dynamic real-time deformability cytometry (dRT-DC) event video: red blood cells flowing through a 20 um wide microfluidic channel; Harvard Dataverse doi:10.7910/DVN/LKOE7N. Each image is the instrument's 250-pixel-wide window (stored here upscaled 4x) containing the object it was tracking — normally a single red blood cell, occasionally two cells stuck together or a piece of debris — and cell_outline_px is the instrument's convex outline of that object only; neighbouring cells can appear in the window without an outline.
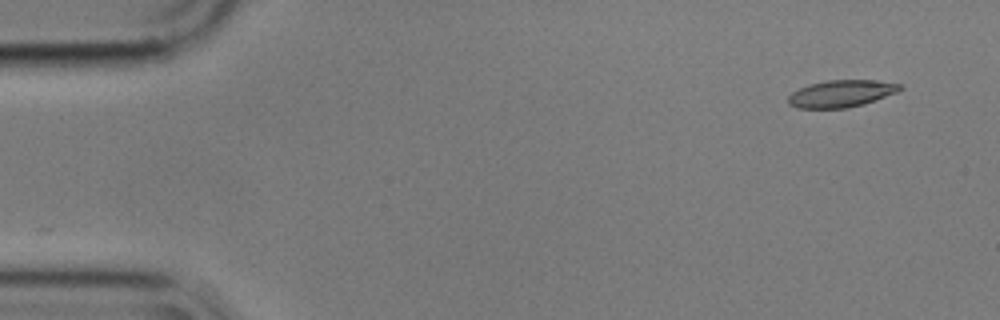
{"species": "common noctule bat (a hibernating species)", "species_latin": "Nyctalus noctula", "temperature_condition": "cold", "stored_images_in_passage": 8, "camera_frame_rate_fps": 3000, "um_per_image_px": 0.085, "animal": {"sex": "male", "body_mass_g": 17.9}, "frame": {"image": 1, "passage_image": 1, "time_ms": 0.0, "image_size_px": [1000, 320], "cell_outline_px": [[904, 88], [896, 92], [864, 104], [848, 108], [796, 108], [788, 104], [788, 96], [792, 92], [808, 84], [828, 80], [876, 80], [904, 84]], "centroid_in_image_um": [71.51, 7.95], "position_along_channel_um": 13.5, "area_um2": 17.74}}